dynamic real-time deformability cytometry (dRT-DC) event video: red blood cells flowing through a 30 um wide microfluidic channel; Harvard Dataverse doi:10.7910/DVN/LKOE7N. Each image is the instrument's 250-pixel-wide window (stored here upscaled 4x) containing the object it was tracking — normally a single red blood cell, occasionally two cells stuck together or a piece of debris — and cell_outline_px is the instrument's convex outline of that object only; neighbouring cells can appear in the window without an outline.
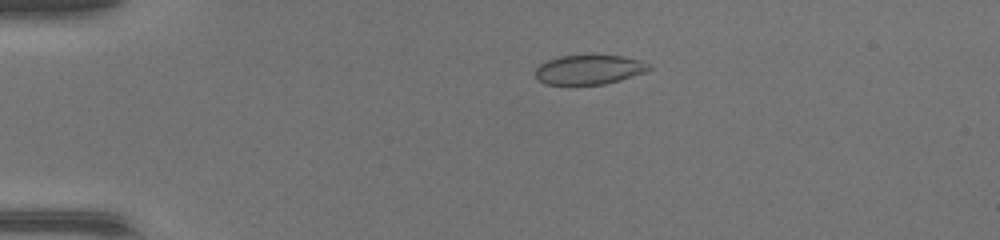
{"species": "common noctule bat (a hibernating species)", "species_latin": "Nyctalus noctula", "temperature_condition": "warm", "stored_images_in_passage": 50, "camera_frame_rate_fps": 3000, "um_per_image_px": 0.085, "animal": {"sex": "female", "body_mass_g": 17.0, "forearm_length_mm": 48.0}, "frame": {"image": 1, "passage_image": 12, "time_ms": 3.667, "image_size_px": [1000, 240], "cell_outline_px": [[652, 68], [644, 72], [620, 80], [604, 84], [544, 84], [536, 80], [536, 68], [540, 64], [548, 60], [560, 56], [624, 56], [640, 60], [648, 64]], "centroid_in_image_um": [50.05, 5.93], "position_along_channel_um": 35.0, "area_um2": 19.25}}
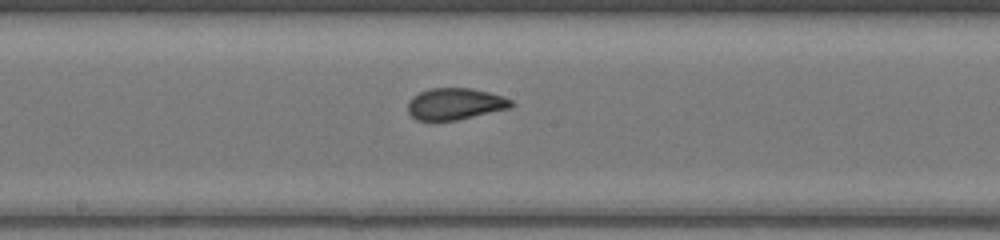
{"frame": {"image": 2, "passage_image": 28, "time_ms": 9.0, "image_size_px": [1000, 240], "cell_outline_px": [[516, 104], [508, 108], [456, 120], [436, 124], [432, 124], [416, 120], [408, 112], [408, 100], [412, 96], [420, 92], [432, 88], [472, 88], [504, 96], [512, 100]], "centroid_in_image_um": [38.62, 8.87], "position_along_channel_um": 209.6, "area_um2": 19.59}}
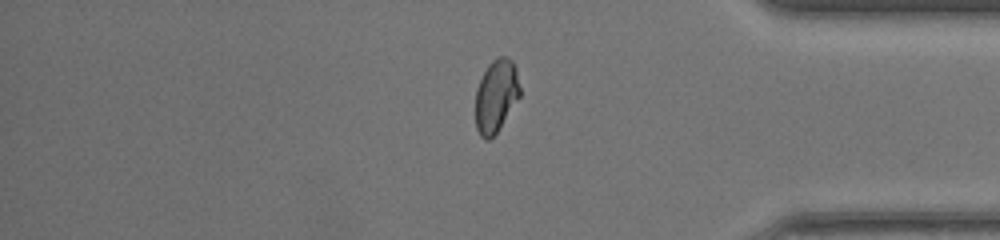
{"frame": {"image": 3, "passage_image": 42, "time_ms": 13.667, "image_size_px": [1000, 240], "cell_outline_px": [[520, 96], [496, 132], [488, 140], [484, 140], [480, 136], [476, 128], [476, 88], [488, 64], [492, 60], [500, 56], [504, 56], [512, 60], [516, 68], [520, 88]], "centroid_in_image_um": [42.16, 8.13], "position_along_channel_um": 393.0, "area_um2": 18.67}}